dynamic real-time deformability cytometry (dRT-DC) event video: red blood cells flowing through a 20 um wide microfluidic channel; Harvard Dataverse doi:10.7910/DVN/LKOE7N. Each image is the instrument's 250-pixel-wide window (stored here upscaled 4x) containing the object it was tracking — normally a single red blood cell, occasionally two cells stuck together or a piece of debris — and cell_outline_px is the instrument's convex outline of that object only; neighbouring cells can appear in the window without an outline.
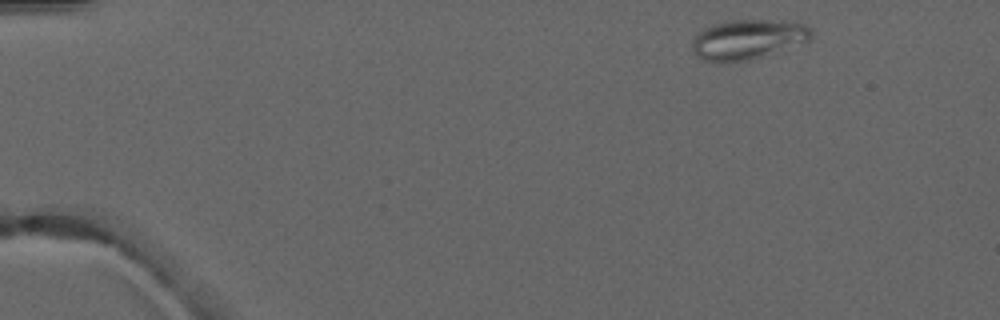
{"species": "common noctule bat (a hibernating species)", "species_latin": "Nyctalus noctula", "temperature_condition": "warm", "stored_images_in_passage": 3, "camera_frame_rate_fps": 3000, "um_per_image_px": 0.085, "animal": {"sex": "male", "forearm_length_mm": 52.5}, "frame": {"image": 1, "passage_image": 1, "time_ms": 0.0, "image_size_px": [1000, 320], "cell_outline_px": [[812, 36], [808, 40], [748, 60], [728, 64], [700, 60], [696, 56], [692, 48], [692, 40], [704, 28], [712, 24], [732, 20], [764, 20], [804, 24], [812, 32]], "centroid_in_image_um": [63.45, 3.37], "position_along_channel_um": 21.6, "area_um2": 27.22}}